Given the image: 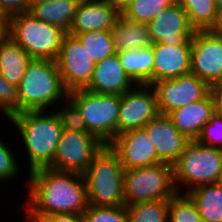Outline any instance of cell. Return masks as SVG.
I'll list each match as a JSON object with an SVG mask.
<instances>
[{"label": "cell", "instance_id": "24", "mask_svg": "<svg viewBox=\"0 0 222 222\" xmlns=\"http://www.w3.org/2000/svg\"><path fill=\"white\" fill-rule=\"evenodd\" d=\"M80 1L81 0H51L32 6L28 13L40 21L63 29L67 33Z\"/></svg>", "mask_w": 222, "mask_h": 222}, {"label": "cell", "instance_id": "2", "mask_svg": "<svg viewBox=\"0 0 222 222\" xmlns=\"http://www.w3.org/2000/svg\"><path fill=\"white\" fill-rule=\"evenodd\" d=\"M8 120L19 131L18 137L22 140L20 137L18 139L25 147L23 155L27 157L29 166L26 171L30 173L35 169L48 168L53 163L63 131L57 115L50 110L22 111Z\"/></svg>", "mask_w": 222, "mask_h": 222}, {"label": "cell", "instance_id": "31", "mask_svg": "<svg viewBox=\"0 0 222 222\" xmlns=\"http://www.w3.org/2000/svg\"><path fill=\"white\" fill-rule=\"evenodd\" d=\"M60 104H62L60 108H55L56 111H53L57 115L63 130L79 133H89L86 127V122L76 105L69 98Z\"/></svg>", "mask_w": 222, "mask_h": 222}, {"label": "cell", "instance_id": "38", "mask_svg": "<svg viewBox=\"0 0 222 222\" xmlns=\"http://www.w3.org/2000/svg\"><path fill=\"white\" fill-rule=\"evenodd\" d=\"M38 222H85L82 214H52L42 217Z\"/></svg>", "mask_w": 222, "mask_h": 222}, {"label": "cell", "instance_id": "17", "mask_svg": "<svg viewBox=\"0 0 222 222\" xmlns=\"http://www.w3.org/2000/svg\"><path fill=\"white\" fill-rule=\"evenodd\" d=\"M121 11L111 0H81L67 33L111 30Z\"/></svg>", "mask_w": 222, "mask_h": 222}, {"label": "cell", "instance_id": "11", "mask_svg": "<svg viewBox=\"0 0 222 222\" xmlns=\"http://www.w3.org/2000/svg\"><path fill=\"white\" fill-rule=\"evenodd\" d=\"M156 93L160 114L168 115L177 108L204 99L210 85L195 74L188 73L178 78L166 79L151 85Z\"/></svg>", "mask_w": 222, "mask_h": 222}, {"label": "cell", "instance_id": "45", "mask_svg": "<svg viewBox=\"0 0 222 222\" xmlns=\"http://www.w3.org/2000/svg\"><path fill=\"white\" fill-rule=\"evenodd\" d=\"M172 3H179L180 0H170Z\"/></svg>", "mask_w": 222, "mask_h": 222}, {"label": "cell", "instance_id": "19", "mask_svg": "<svg viewBox=\"0 0 222 222\" xmlns=\"http://www.w3.org/2000/svg\"><path fill=\"white\" fill-rule=\"evenodd\" d=\"M135 86L136 84L125 72L116 53L96 63L91 82L85 90L121 96Z\"/></svg>", "mask_w": 222, "mask_h": 222}, {"label": "cell", "instance_id": "34", "mask_svg": "<svg viewBox=\"0 0 222 222\" xmlns=\"http://www.w3.org/2000/svg\"><path fill=\"white\" fill-rule=\"evenodd\" d=\"M18 112V87L6 81L0 71V113L7 120Z\"/></svg>", "mask_w": 222, "mask_h": 222}, {"label": "cell", "instance_id": "32", "mask_svg": "<svg viewBox=\"0 0 222 222\" xmlns=\"http://www.w3.org/2000/svg\"><path fill=\"white\" fill-rule=\"evenodd\" d=\"M82 215L85 222H129L125 205L108 207L88 205Z\"/></svg>", "mask_w": 222, "mask_h": 222}, {"label": "cell", "instance_id": "41", "mask_svg": "<svg viewBox=\"0 0 222 222\" xmlns=\"http://www.w3.org/2000/svg\"><path fill=\"white\" fill-rule=\"evenodd\" d=\"M117 8L122 11L127 5H129L134 0H111Z\"/></svg>", "mask_w": 222, "mask_h": 222}, {"label": "cell", "instance_id": "44", "mask_svg": "<svg viewBox=\"0 0 222 222\" xmlns=\"http://www.w3.org/2000/svg\"><path fill=\"white\" fill-rule=\"evenodd\" d=\"M217 183L222 187V171L220 173V176H219V179H218Z\"/></svg>", "mask_w": 222, "mask_h": 222}, {"label": "cell", "instance_id": "36", "mask_svg": "<svg viewBox=\"0 0 222 222\" xmlns=\"http://www.w3.org/2000/svg\"><path fill=\"white\" fill-rule=\"evenodd\" d=\"M0 11L8 18L29 11L28 0H0Z\"/></svg>", "mask_w": 222, "mask_h": 222}, {"label": "cell", "instance_id": "6", "mask_svg": "<svg viewBox=\"0 0 222 222\" xmlns=\"http://www.w3.org/2000/svg\"><path fill=\"white\" fill-rule=\"evenodd\" d=\"M68 98L80 111L89 133L104 145H109L118 135L121 96L79 89L69 92Z\"/></svg>", "mask_w": 222, "mask_h": 222}, {"label": "cell", "instance_id": "7", "mask_svg": "<svg viewBox=\"0 0 222 222\" xmlns=\"http://www.w3.org/2000/svg\"><path fill=\"white\" fill-rule=\"evenodd\" d=\"M66 32L28 12L9 18V37L32 58L55 60Z\"/></svg>", "mask_w": 222, "mask_h": 222}, {"label": "cell", "instance_id": "33", "mask_svg": "<svg viewBox=\"0 0 222 222\" xmlns=\"http://www.w3.org/2000/svg\"><path fill=\"white\" fill-rule=\"evenodd\" d=\"M1 137L0 138V184L2 182H9L11 183L12 180H16L18 177V173H20L19 167H21V161L18 162L17 158L18 155L16 156V152L11 150V146L9 147L10 144L5 143L4 140ZM19 165V166H18ZM17 176V177H16Z\"/></svg>", "mask_w": 222, "mask_h": 222}, {"label": "cell", "instance_id": "12", "mask_svg": "<svg viewBox=\"0 0 222 222\" xmlns=\"http://www.w3.org/2000/svg\"><path fill=\"white\" fill-rule=\"evenodd\" d=\"M191 73L209 85L222 82V37L212 30L195 31L191 38Z\"/></svg>", "mask_w": 222, "mask_h": 222}, {"label": "cell", "instance_id": "42", "mask_svg": "<svg viewBox=\"0 0 222 222\" xmlns=\"http://www.w3.org/2000/svg\"><path fill=\"white\" fill-rule=\"evenodd\" d=\"M49 1H51V0H28L29 9L34 5L43 4V3H46Z\"/></svg>", "mask_w": 222, "mask_h": 222}, {"label": "cell", "instance_id": "22", "mask_svg": "<svg viewBox=\"0 0 222 222\" xmlns=\"http://www.w3.org/2000/svg\"><path fill=\"white\" fill-rule=\"evenodd\" d=\"M117 51L140 49L152 45L147 23L127 19L120 14L111 29Z\"/></svg>", "mask_w": 222, "mask_h": 222}, {"label": "cell", "instance_id": "4", "mask_svg": "<svg viewBox=\"0 0 222 222\" xmlns=\"http://www.w3.org/2000/svg\"><path fill=\"white\" fill-rule=\"evenodd\" d=\"M124 171L119 156L109 145L103 146L83 174L89 205H124Z\"/></svg>", "mask_w": 222, "mask_h": 222}, {"label": "cell", "instance_id": "16", "mask_svg": "<svg viewBox=\"0 0 222 222\" xmlns=\"http://www.w3.org/2000/svg\"><path fill=\"white\" fill-rule=\"evenodd\" d=\"M157 151L158 159L162 163L174 165L190 141L178 131L168 115L158 114L144 127Z\"/></svg>", "mask_w": 222, "mask_h": 222}, {"label": "cell", "instance_id": "10", "mask_svg": "<svg viewBox=\"0 0 222 222\" xmlns=\"http://www.w3.org/2000/svg\"><path fill=\"white\" fill-rule=\"evenodd\" d=\"M55 61L68 92L85 89L90 84L96 63L76 36L65 34Z\"/></svg>", "mask_w": 222, "mask_h": 222}, {"label": "cell", "instance_id": "9", "mask_svg": "<svg viewBox=\"0 0 222 222\" xmlns=\"http://www.w3.org/2000/svg\"><path fill=\"white\" fill-rule=\"evenodd\" d=\"M103 146L105 145L90 133L63 130L53 163L48 168L84 174Z\"/></svg>", "mask_w": 222, "mask_h": 222}, {"label": "cell", "instance_id": "28", "mask_svg": "<svg viewBox=\"0 0 222 222\" xmlns=\"http://www.w3.org/2000/svg\"><path fill=\"white\" fill-rule=\"evenodd\" d=\"M126 208L129 222H168V200L139 202Z\"/></svg>", "mask_w": 222, "mask_h": 222}, {"label": "cell", "instance_id": "40", "mask_svg": "<svg viewBox=\"0 0 222 222\" xmlns=\"http://www.w3.org/2000/svg\"><path fill=\"white\" fill-rule=\"evenodd\" d=\"M212 31H213L216 35L222 37V7L219 8L217 23H216V25L214 26V28L212 29Z\"/></svg>", "mask_w": 222, "mask_h": 222}, {"label": "cell", "instance_id": "5", "mask_svg": "<svg viewBox=\"0 0 222 222\" xmlns=\"http://www.w3.org/2000/svg\"><path fill=\"white\" fill-rule=\"evenodd\" d=\"M221 171L222 149L190 140L173 165L176 191L186 194L198 186L217 183Z\"/></svg>", "mask_w": 222, "mask_h": 222}, {"label": "cell", "instance_id": "29", "mask_svg": "<svg viewBox=\"0 0 222 222\" xmlns=\"http://www.w3.org/2000/svg\"><path fill=\"white\" fill-rule=\"evenodd\" d=\"M171 4L173 3L170 0H134L121 11V14L132 21L149 23Z\"/></svg>", "mask_w": 222, "mask_h": 222}, {"label": "cell", "instance_id": "8", "mask_svg": "<svg viewBox=\"0 0 222 222\" xmlns=\"http://www.w3.org/2000/svg\"><path fill=\"white\" fill-rule=\"evenodd\" d=\"M177 193L173 166L158 163L124 171V205L169 200Z\"/></svg>", "mask_w": 222, "mask_h": 222}, {"label": "cell", "instance_id": "27", "mask_svg": "<svg viewBox=\"0 0 222 222\" xmlns=\"http://www.w3.org/2000/svg\"><path fill=\"white\" fill-rule=\"evenodd\" d=\"M75 36L95 63L117 53L111 30L84 32Z\"/></svg>", "mask_w": 222, "mask_h": 222}, {"label": "cell", "instance_id": "1", "mask_svg": "<svg viewBox=\"0 0 222 222\" xmlns=\"http://www.w3.org/2000/svg\"><path fill=\"white\" fill-rule=\"evenodd\" d=\"M24 186V222H38L52 214H82L88 208L86 182L83 174L35 169L28 174Z\"/></svg>", "mask_w": 222, "mask_h": 222}, {"label": "cell", "instance_id": "13", "mask_svg": "<svg viewBox=\"0 0 222 222\" xmlns=\"http://www.w3.org/2000/svg\"><path fill=\"white\" fill-rule=\"evenodd\" d=\"M159 114L156 93L151 85H136L121 95L118 114V135L143 128Z\"/></svg>", "mask_w": 222, "mask_h": 222}, {"label": "cell", "instance_id": "35", "mask_svg": "<svg viewBox=\"0 0 222 222\" xmlns=\"http://www.w3.org/2000/svg\"><path fill=\"white\" fill-rule=\"evenodd\" d=\"M196 140L201 144L222 149V118L214 113Z\"/></svg>", "mask_w": 222, "mask_h": 222}, {"label": "cell", "instance_id": "43", "mask_svg": "<svg viewBox=\"0 0 222 222\" xmlns=\"http://www.w3.org/2000/svg\"><path fill=\"white\" fill-rule=\"evenodd\" d=\"M219 8L222 7V0H212Z\"/></svg>", "mask_w": 222, "mask_h": 222}, {"label": "cell", "instance_id": "37", "mask_svg": "<svg viewBox=\"0 0 222 222\" xmlns=\"http://www.w3.org/2000/svg\"><path fill=\"white\" fill-rule=\"evenodd\" d=\"M209 94L213 101L214 113L222 118V82L211 84Z\"/></svg>", "mask_w": 222, "mask_h": 222}, {"label": "cell", "instance_id": "30", "mask_svg": "<svg viewBox=\"0 0 222 222\" xmlns=\"http://www.w3.org/2000/svg\"><path fill=\"white\" fill-rule=\"evenodd\" d=\"M168 222H203L187 194L176 193L168 200Z\"/></svg>", "mask_w": 222, "mask_h": 222}, {"label": "cell", "instance_id": "18", "mask_svg": "<svg viewBox=\"0 0 222 222\" xmlns=\"http://www.w3.org/2000/svg\"><path fill=\"white\" fill-rule=\"evenodd\" d=\"M152 50L153 83L191 73V40H185L177 46L153 43Z\"/></svg>", "mask_w": 222, "mask_h": 222}, {"label": "cell", "instance_id": "20", "mask_svg": "<svg viewBox=\"0 0 222 222\" xmlns=\"http://www.w3.org/2000/svg\"><path fill=\"white\" fill-rule=\"evenodd\" d=\"M213 114V101L208 94L204 99L175 109L168 116L179 132L189 140H196Z\"/></svg>", "mask_w": 222, "mask_h": 222}, {"label": "cell", "instance_id": "14", "mask_svg": "<svg viewBox=\"0 0 222 222\" xmlns=\"http://www.w3.org/2000/svg\"><path fill=\"white\" fill-rule=\"evenodd\" d=\"M109 147L119 156L124 170L162 163L144 128L128 130L117 135Z\"/></svg>", "mask_w": 222, "mask_h": 222}, {"label": "cell", "instance_id": "39", "mask_svg": "<svg viewBox=\"0 0 222 222\" xmlns=\"http://www.w3.org/2000/svg\"><path fill=\"white\" fill-rule=\"evenodd\" d=\"M9 37V18L0 11V42Z\"/></svg>", "mask_w": 222, "mask_h": 222}, {"label": "cell", "instance_id": "25", "mask_svg": "<svg viewBox=\"0 0 222 222\" xmlns=\"http://www.w3.org/2000/svg\"><path fill=\"white\" fill-rule=\"evenodd\" d=\"M203 222H222V187L218 183L198 186L186 193Z\"/></svg>", "mask_w": 222, "mask_h": 222}, {"label": "cell", "instance_id": "15", "mask_svg": "<svg viewBox=\"0 0 222 222\" xmlns=\"http://www.w3.org/2000/svg\"><path fill=\"white\" fill-rule=\"evenodd\" d=\"M147 25L152 43L161 42L168 46L181 45L185 40H191L195 32L179 3L169 5Z\"/></svg>", "mask_w": 222, "mask_h": 222}, {"label": "cell", "instance_id": "3", "mask_svg": "<svg viewBox=\"0 0 222 222\" xmlns=\"http://www.w3.org/2000/svg\"><path fill=\"white\" fill-rule=\"evenodd\" d=\"M68 94L56 61L33 58L18 86L19 112L52 111L68 98Z\"/></svg>", "mask_w": 222, "mask_h": 222}, {"label": "cell", "instance_id": "21", "mask_svg": "<svg viewBox=\"0 0 222 222\" xmlns=\"http://www.w3.org/2000/svg\"><path fill=\"white\" fill-rule=\"evenodd\" d=\"M117 55L125 72L136 85L153 84L152 45L140 49L117 51Z\"/></svg>", "mask_w": 222, "mask_h": 222}, {"label": "cell", "instance_id": "26", "mask_svg": "<svg viewBox=\"0 0 222 222\" xmlns=\"http://www.w3.org/2000/svg\"><path fill=\"white\" fill-rule=\"evenodd\" d=\"M179 4L195 31L212 30L216 25L219 7L212 0H180Z\"/></svg>", "mask_w": 222, "mask_h": 222}, {"label": "cell", "instance_id": "23", "mask_svg": "<svg viewBox=\"0 0 222 222\" xmlns=\"http://www.w3.org/2000/svg\"><path fill=\"white\" fill-rule=\"evenodd\" d=\"M33 58L10 37L0 42V71L6 81L19 86Z\"/></svg>", "mask_w": 222, "mask_h": 222}]
</instances>
